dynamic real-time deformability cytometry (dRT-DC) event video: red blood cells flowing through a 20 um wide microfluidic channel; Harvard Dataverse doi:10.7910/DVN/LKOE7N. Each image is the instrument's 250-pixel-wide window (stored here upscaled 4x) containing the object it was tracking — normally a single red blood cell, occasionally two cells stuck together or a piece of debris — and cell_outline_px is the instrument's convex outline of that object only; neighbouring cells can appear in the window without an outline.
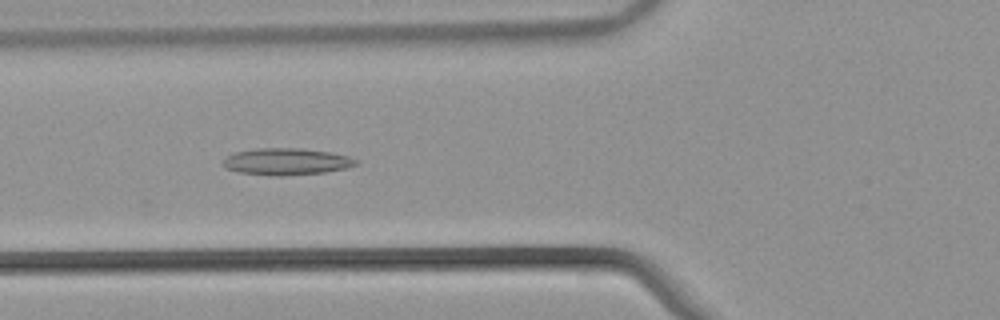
{"species": "common noctule bat (a hibernating species)", "species_latin": "Nyctalus noctula", "temperature_condition": "warm", "stored_images_in_passage": 54, "camera_frame_rate_fps": 3000, "um_per_image_px": 0.085, "animal": {"sex": "male", "body_mass_g": 21.5, "forearm_length_mm": 52.0}, "frame": {"image": 1, "passage_image": 21, "time_ms": 6.667, "image_size_px": [1000, 320], "cell_outline_px": [[360, 160], [356, 164], [348, 168], [324, 172], [284, 176], [276, 176], [236, 172], [224, 168], [220, 164], [228, 156], [236, 152], [256, 148], [296, 148], [332, 152], [348, 156]], "centroid_in_image_um": [24.34, 13.74], "position_along_channel_um": 101.5, "area_um2": 20.92}}
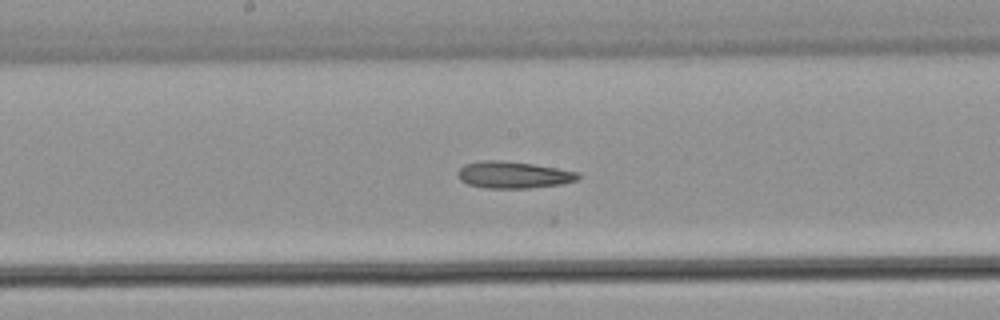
{"frame": {"image": 2, "passage_image": 29, "time_ms": 9.333, "image_size_px": [1000, 320], "cell_outline_px": [[580, 176], [576, 180], [564, 184], [528, 188], [488, 188], [468, 184], [460, 180], [456, 172], [464, 164], [484, 160], [496, 160], [532, 164], [580, 172]], "centroid_in_image_um": [43.64, 14.87], "position_along_channel_um": 204.6, "area_um2": 18.73}}
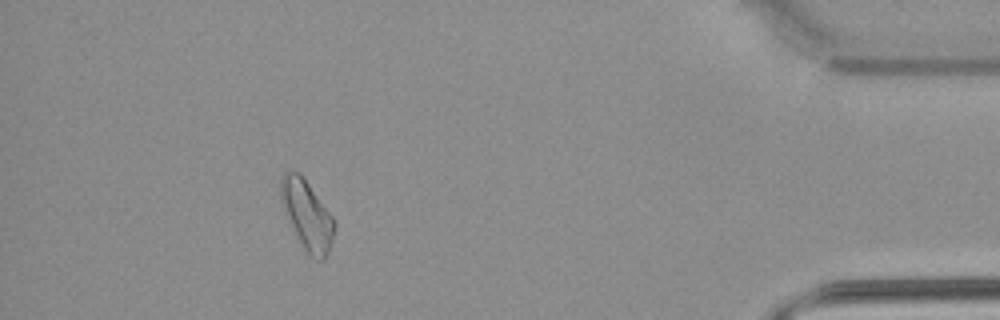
{"frame": {"image": 3, "passage_image": 49, "time_ms": 16.0, "image_size_px": [1000, 320], "cell_outline_px": [[336, 228], [328, 252], [324, 260], [316, 260], [304, 248], [280, 200], [280, 180], [284, 172], [300, 172], [336, 220]], "centroid_in_image_um": [26.14, 18.24], "position_along_channel_um": 409.1, "area_um2": 21.21}}